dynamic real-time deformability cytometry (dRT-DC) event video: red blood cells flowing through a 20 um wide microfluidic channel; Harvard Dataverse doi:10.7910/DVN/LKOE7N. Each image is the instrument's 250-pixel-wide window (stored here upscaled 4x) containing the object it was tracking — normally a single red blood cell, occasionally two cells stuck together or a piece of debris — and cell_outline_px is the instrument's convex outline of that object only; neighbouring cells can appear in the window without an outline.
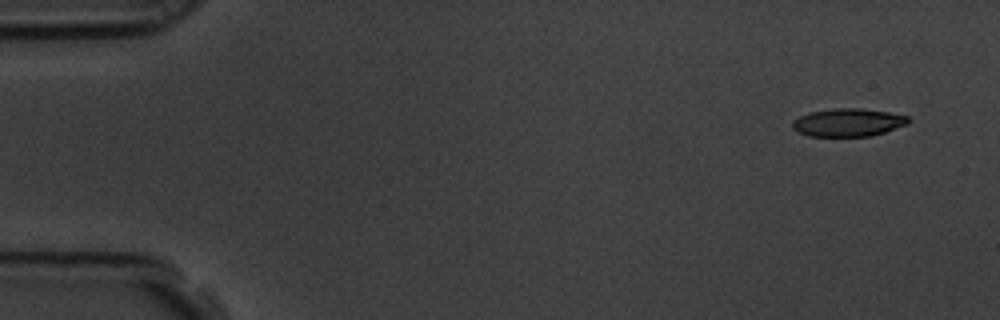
{"species": "common noctule bat (a hibernating species)", "species_latin": "Nyctalus noctula", "temperature_condition": "room temperature", "stored_images_in_passage": 5, "camera_frame_rate_fps": 3000, "um_per_image_px": 0.085, "animal": {"sex": "male", "body_mass_g": 19.5, "forearm_length_mm": 54.6}, "frame": {"image": 1, "passage_image": 1, "time_ms": 0.0, "image_size_px": [1000, 320], "cell_outline_px": [[912, 120], [908, 124], [872, 136], [808, 136], [792, 128], [792, 120], [800, 116], [812, 112], [836, 108], [860, 108], [888, 112], [908, 116]], "centroid_in_image_um": [72.12, 10.41], "position_along_channel_um": 12.9, "area_um2": 18.84}}
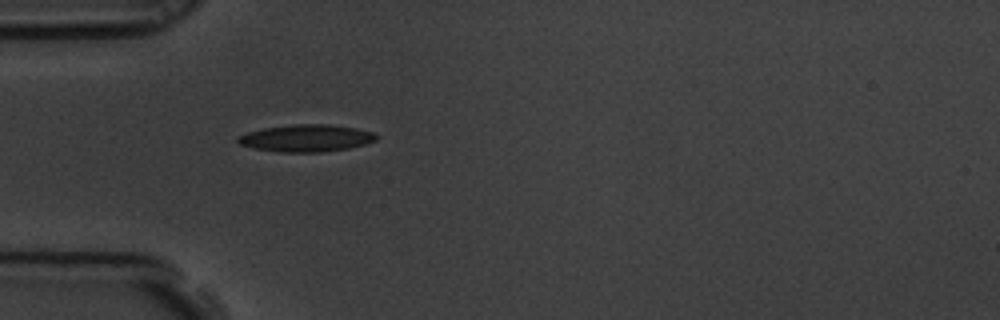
{"frame": {"image": 2, "passage_image": 5, "time_ms": 1.333, "image_size_px": [1000, 320], "cell_outline_px": [[380, 136], [376, 140], [364, 144], [348, 148], [320, 152], [280, 152], [256, 148], [240, 144], [236, 140], [236, 136], [248, 132], [264, 128], [296, 124], [328, 124], [356, 128], [372, 132]], "centroid_in_image_um": [26.04, 11.73], "position_along_channel_um": 59.0, "area_um2": 21.73}}